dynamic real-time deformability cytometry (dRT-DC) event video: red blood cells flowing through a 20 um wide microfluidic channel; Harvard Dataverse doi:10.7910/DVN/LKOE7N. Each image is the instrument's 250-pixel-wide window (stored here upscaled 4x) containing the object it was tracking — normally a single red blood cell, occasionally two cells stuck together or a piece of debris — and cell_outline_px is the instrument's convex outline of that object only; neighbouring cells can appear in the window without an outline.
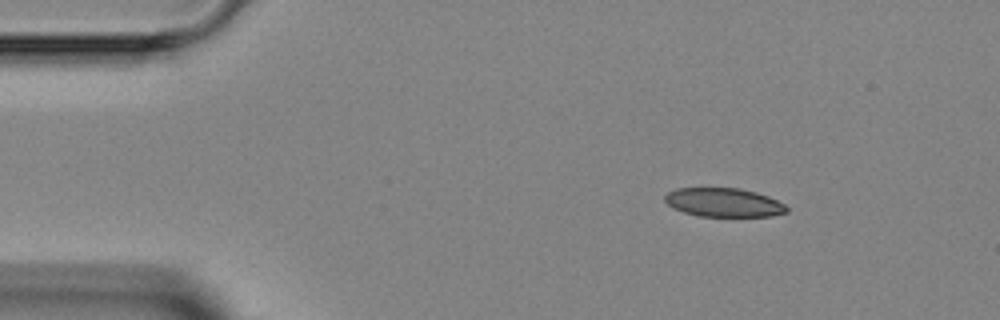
{"species": "Egyptian fruit bat (a non-hibernating species)", "species_latin": "Rousettus aegyptiacus", "temperature_condition": "room temperature", "stored_images_in_passage": 4, "segment_of_instrument_passage": [1, 2], "camera_frame_rate_fps": 3000, "um_per_image_px": 0.085, "animal": {"sex": "female"}, "frame": {"image": 1, "passage_image": 1, "time_ms": 0.0, "image_size_px": [1000, 320], "cell_outline_px": [[788, 212], [772, 216], [700, 216], [684, 212], [672, 208], [664, 200], [664, 196], [668, 192], [676, 188], [740, 188], [756, 192], [768, 196], [784, 204], [788, 208]], "centroid_in_image_um": [61.51, 17.2], "position_along_channel_um": 23.5, "area_um2": 20.46}}